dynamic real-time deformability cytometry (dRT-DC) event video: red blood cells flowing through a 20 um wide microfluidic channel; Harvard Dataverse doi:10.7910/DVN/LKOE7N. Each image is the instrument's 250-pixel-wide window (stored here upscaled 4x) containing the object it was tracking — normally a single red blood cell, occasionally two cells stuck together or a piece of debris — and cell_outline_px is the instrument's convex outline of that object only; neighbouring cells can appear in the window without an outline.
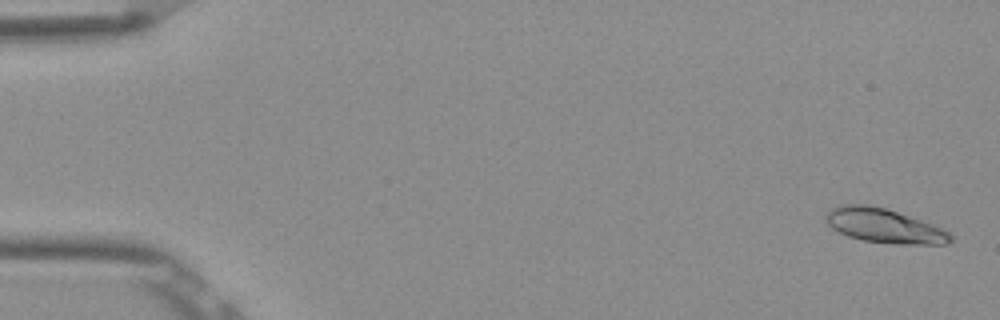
{"species": "Egyptian fruit bat (a non-hibernating species)", "species_latin": "Rousettus aegyptiacus", "temperature_condition": "room temperature", "stored_images_in_passage": 5, "camera_frame_rate_fps": 3000, "um_per_image_px": 0.085, "frame": {"image": 1, "passage_image": 1, "time_ms": 0.0, "image_size_px": [1000, 320], "cell_outline_px": [[952, 240], [948, 244], [892, 244], [864, 240], [848, 236], [832, 228], [828, 224], [828, 212], [832, 208], [840, 204], [868, 204], [884, 208], [932, 224], [948, 232], [952, 236]], "centroid_in_image_um": [75.16, 19.2], "position_along_channel_um": 9.8, "area_um2": 24.45}}
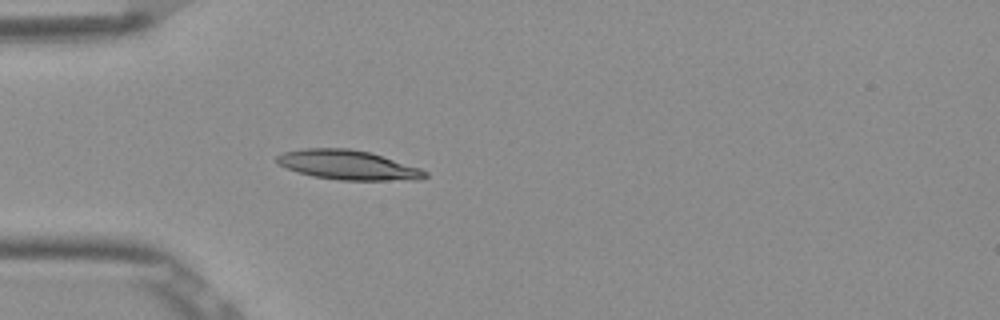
{"frame": {"image": 2, "passage_image": 5, "time_ms": 1.333, "image_size_px": [1000, 320], "cell_outline_px": [[428, 176], [420, 180], [340, 180], [312, 176], [288, 168], [280, 164], [276, 160], [276, 156], [284, 152], [304, 148], [348, 148], [368, 152], [420, 168], [428, 172]], "centroid_in_image_um": [29.6, 14.03], "position_along_channel_um": 55.4, "area_um2": 25.2}}